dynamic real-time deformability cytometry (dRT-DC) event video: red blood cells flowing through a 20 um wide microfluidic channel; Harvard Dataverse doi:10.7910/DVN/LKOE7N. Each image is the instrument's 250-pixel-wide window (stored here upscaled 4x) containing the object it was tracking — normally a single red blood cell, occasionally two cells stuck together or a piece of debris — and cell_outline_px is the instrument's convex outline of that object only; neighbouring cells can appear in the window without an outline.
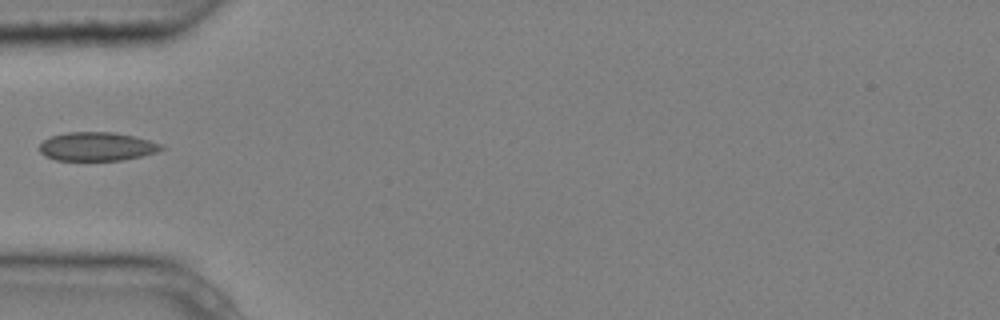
{"species": "common noctule bat (a hibernating species)", "species_latin": "Nyctalus noctula", "temperature_condition": "cold", "stored_images_in_passage": 4, "camera_frame_rate_fps": 3000, "um_per_image_px": 0.085, "animal": {"sex": "male", "body_mass_g": 20.4}, "frame": {"image": 1, "passage_image": 4, "time_ms": 1.0, "image_size_px": [1000, 320], "cell_outline_px": [[164, 148], [156, 152], [140, 156], [120, 160], [56, 160], [44, 156], [40, 152], [40, 144], [44, 140], [52, 136], [68, 132], [112, 132], [136, 136], [164, 144]], "centroid_in_image_um": [8.25, 12.45], "position_along_channel_um": 76.7, "area_um2": 20.35}}